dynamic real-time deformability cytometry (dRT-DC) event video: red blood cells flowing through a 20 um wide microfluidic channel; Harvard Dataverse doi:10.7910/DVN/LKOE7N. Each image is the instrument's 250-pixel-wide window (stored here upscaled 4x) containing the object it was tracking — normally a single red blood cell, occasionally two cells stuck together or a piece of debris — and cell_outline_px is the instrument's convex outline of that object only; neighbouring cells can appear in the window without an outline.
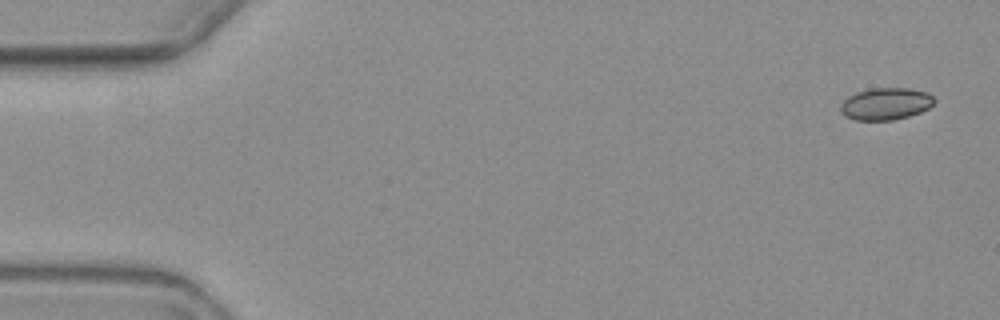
{"species": "common noctule bat (a hibernating species)", "species_latin": "Nyctalus noctula", "temperature_condition": "warm", "stored_images_in_passage": 5, "camera_frame_rate_fps": 3000, "um_per_image_px": 0.085, "animal": {"sex": "female", "body_mass_g": 19.3, "forearm_length_mm": 54.1}, "frame": {"image": 1, "passage_image": 1, "time_ms": 0.0, "image_size_px": [1000, 320], "cell_outline_px": [[936, 100], [928, 108], [920, 112], [908, 116], [892, 120], [856, 120], [844, 116], [840, 112], [840, 104], [848, 96], [856, 92], [872, 88], [908, 88], [928, 92]], "centroid_in_image_um": [75.26, 8.82], "position_along_channel_um": 9.7, "area_um2": 17.57}}
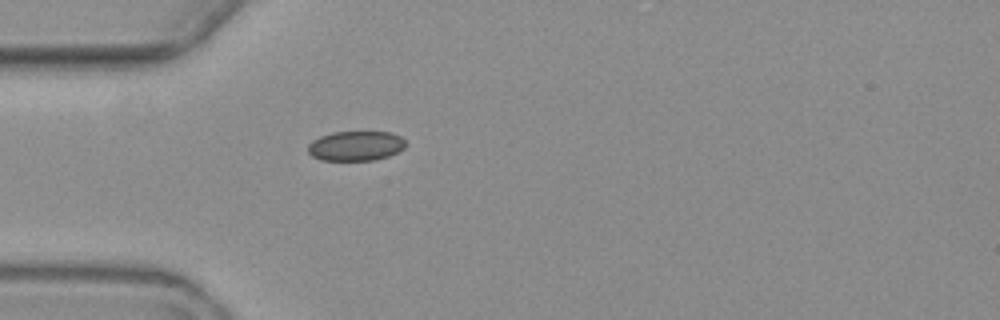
{"frame": {"image": 2, "passage_image": 5, "time_ms": 5.0, "image_size_px": [1000, 320], "cell_outline_px": [[404, 148], [388, 156], [372, 160], [320, 160], [312, 156], [308, 152], [308, 144], [312, 140], [320, 136], [332, 132], [392, 132], [400, 136], [404, 140]], "centroid_in_image_um": [30.2, 12.39], "position_along_channel_um": 54.8, "area_um2": 16.88}}